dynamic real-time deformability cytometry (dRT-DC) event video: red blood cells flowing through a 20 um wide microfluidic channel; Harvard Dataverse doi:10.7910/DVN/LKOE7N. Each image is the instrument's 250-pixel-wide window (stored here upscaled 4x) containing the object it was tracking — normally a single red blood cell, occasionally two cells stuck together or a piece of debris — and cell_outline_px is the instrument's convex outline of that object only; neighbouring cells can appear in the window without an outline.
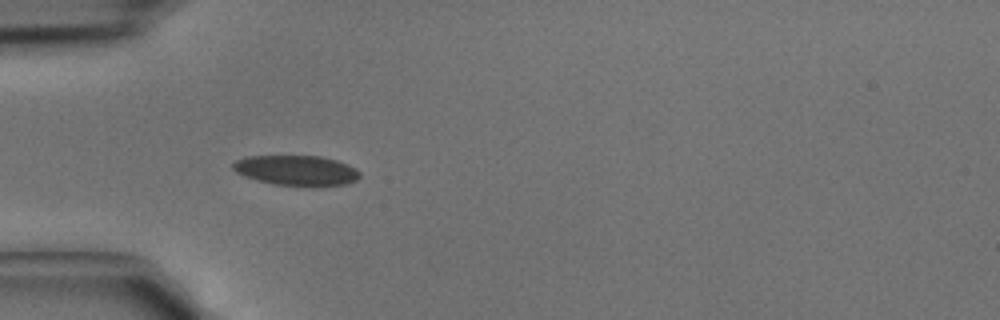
{"species": "common noctule bat (a hibernating species)", "species_latin": "Nyctalus noctula", "temperature_condition": "cold", "stored_images_in_passage": 4, "camera_frame_rate_fps": 3000, "um_per_image_px": 0.085, "animal": {"sex": "male", "body_mass_g": 15.6}, "frame": {"image": 1, "passage_image": 3, "time_ms": 0.667, "image_size_px": [1000, 320], "cell_outline_px": [[360, 176], [356, 180], [344, 184], [312, 188], [276, 184], [244, 176], [236, 172], [232, 168], [232, 164], [236, 160], [244, 156], [320, 156], [336, 160], [348, 164], [356, 168], [360, 172]], "centroid_in_image_um": [25.22, 14.5], "position_along_channel_um": 59.8, "area_um2": 22.6}}